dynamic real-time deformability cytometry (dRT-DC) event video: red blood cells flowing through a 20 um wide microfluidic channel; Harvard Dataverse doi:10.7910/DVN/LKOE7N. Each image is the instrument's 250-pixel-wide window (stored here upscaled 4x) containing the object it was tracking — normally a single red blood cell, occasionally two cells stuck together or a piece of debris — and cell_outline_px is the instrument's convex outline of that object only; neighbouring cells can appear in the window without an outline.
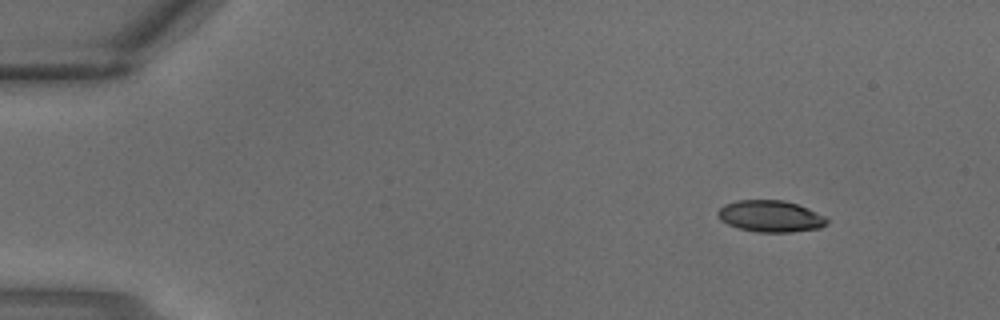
{"species": "common noctule bat (a hibernating species)", "species_latin": "Nyctalus noctula", "temperature_condition": "warm", "stored_images_in_passage": 3, "camera_frame_rate_fps": 3000, "um_per_image_px": 0.085, "animal": {"sex": "male", "body_mass_g": 18.8}, "frame": {"image": 1, "passage_image": 1, "time_ms": 0.0, "image_size_px": [1000, 320], "cell_outline_px": [[828, 224], [820, 228], [792, 232], [756, 232], [740, 228], [728, 224], [720, 220], [716, 212], [724, 204], [736, 200], [784, 200], [808, 208], [824, 216], [828, 220]], "centroid_in_image_um": [65.48, 18.38], "position_along_channel_um": 19.5, "area_um2": 20.11}}
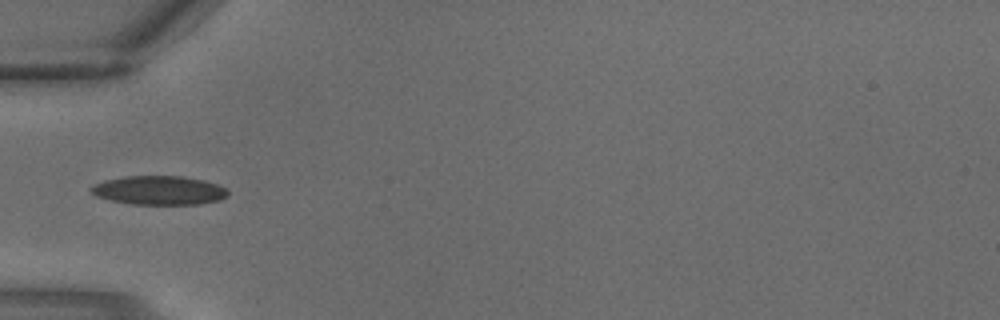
{"frame": {"image": 2, "passage_image": 3, "time_ms": 0.667, "image_size_px": [1000, 320], "cell_outline_px": [[228, 196], [220, 200], [200, 204], [132, 204], [112, 200], [96, 196], [88, 188], [104, 180], [124, 176], [184, 176], [204, 180], [228, 188]], "centroid_in_image_um": [13.56, 16.17], "position_along_channel_um": 71.4, "area_um2": 23.12}}